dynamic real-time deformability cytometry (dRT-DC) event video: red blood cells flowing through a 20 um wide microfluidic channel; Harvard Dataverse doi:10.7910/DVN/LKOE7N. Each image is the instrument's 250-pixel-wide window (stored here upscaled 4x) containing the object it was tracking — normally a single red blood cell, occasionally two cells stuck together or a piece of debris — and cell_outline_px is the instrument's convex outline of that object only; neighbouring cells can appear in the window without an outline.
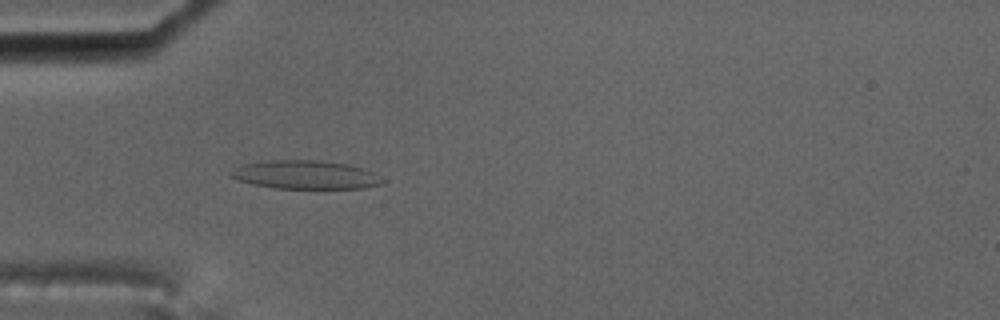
{"species": "common noctule bat (a hibernating species)", "species_latin": "Nyctalus noctula", "temperature_condition": "cold", "stored_images_in_passage": 57, "camera_frame_rate_fps": 3000, "um_per_image_px": 0.085, "animal": {"sex": "male", "body_mass_g": 17.5, "forearm_length_mm": 52.3}, "frame": {"image": 1, "passage_image": 17, "time_ms": 5.333, "image_size_px": [1000, 320], "cell_outline_px": [[384, 184], [364, 188], [276, 188], [252, 184], [228, 176], [228, 172], [244, 164], [268, 160], [316, 160], [348, 164], [372, 172], [384, 180]], "centroid_in_image_um": [25.95, 14.86], "position_along_channel_um": 59.1, "area_um2": 25.03}}
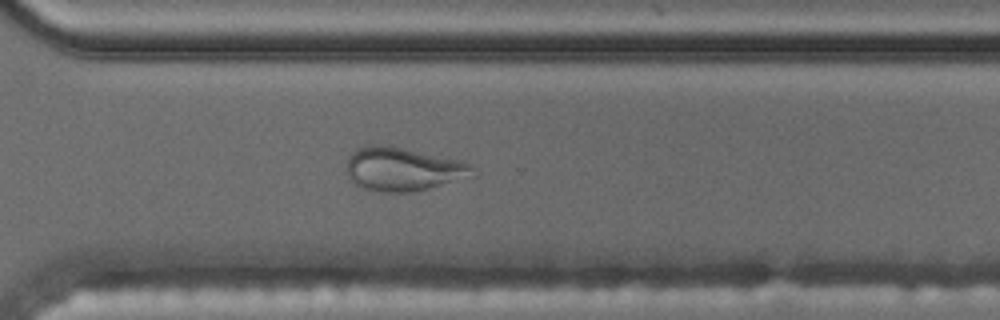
{"frame": {"image": 2, "passage_image": 41, "time_ms": 13.333, "image_size_px": [1000, 320], "cell_outline_px": [[476, 176], [412, 192], [380, 192], [360, 188], [352, 184], [348, 176], [348, 156], [356, 148], [364, 144], [388, 144], [460, 160], [472, 164], [476, 168]], "centroid_in_image_um": [34.26, 14.36], "position_along_channel_um": 336.3, "area_um2": 32.77}, "authors_computed_cell_mechanics": {"area_um2": 25.8366, "velocity_mm_per_s": 3.5168, "shape_relaxation_time_tau1_ms": null, "shape_relaxation_time_tau2_ms": 1.4104, "deformation_change_tau1": null, "deformation_change_tau2": 0.0797}}